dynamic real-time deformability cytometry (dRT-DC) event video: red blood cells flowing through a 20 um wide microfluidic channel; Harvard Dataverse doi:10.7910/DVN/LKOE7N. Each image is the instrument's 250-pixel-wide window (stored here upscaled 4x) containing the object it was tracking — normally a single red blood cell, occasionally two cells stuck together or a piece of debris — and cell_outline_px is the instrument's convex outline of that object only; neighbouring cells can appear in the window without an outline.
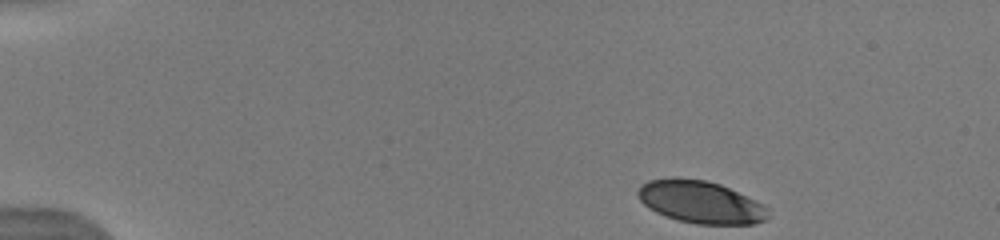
{"species": "human", "species_latin": "Homo sapiens", "temperature_condition": "warm", "stored_images_in_passage": 43, "camera_frame_rate_fps": 3000, "um_per_image_px": 0.085, "donor": {"sex": "male"}, "frame": {"image": 1, "passage_image": 1, "time_ms": 0.0, "image_size_px": [1000, 240], "cell_outline_px": [[768, 220], [752, 224], [696, 224], [676, 220], [656, 212], [648, 208], [640, 200], [636, 192], [640, 184], [648, 180], [676, 176], [704, 180], [720, 184], [756, 200], [764, 204], [768, 208]], "centroid_in_image_um": [59.53, 17.16], "position_along_channel_um": 25.5, "area_um2": 32.6}}
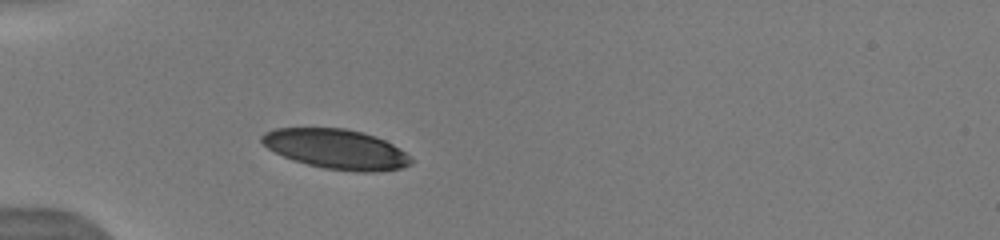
{"frame": {"image": 2, "passage_image": 13, "time_ms": 3.0, "image_size_px": [1000, 240], "cell_outline_px": [[412, 164], [400, 168], [376, 172], [356, 172], [324, 168], [292, 160], [268, 148], [260, 140], [260, 136], [264, 132], [276, 128], [344, 128], [364, 132], [376, 136], [392, 144], [404, 152], [412, 160]], "centroid_in_image_um": [28.57, 12.67], "position_along_channel_um": 56.4, "area_um2": 34.51}}
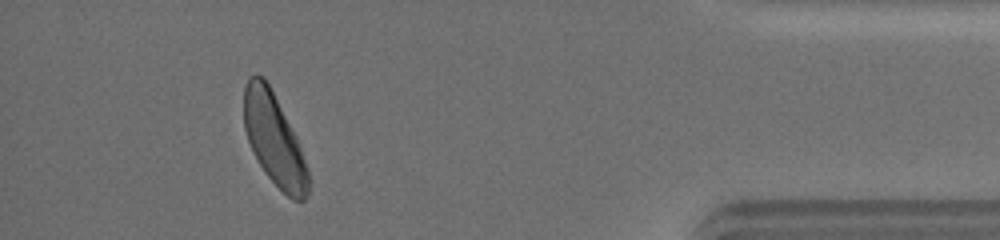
{"frame": {"image": 3, "passage_image": 41, "time_ms": 13.333, "image_size_px": [1000, 240], "cell_outline_px": [[308, 192], [304, 200], [292, 200], [268, 176], [260, 164], [248, 140], [244, 128], [244, 84], [248, 76], [256, 72], [264, 76], [296, 136], [308, 168]], "centroid_in_image_um": [23.28, 11.8], "position_along_channel_um": 411.9, "area_um2": 33.93}, "authors_computed_cell_mechanics": {"area_um2": 35.1424, "velocity_mm_per_s": 3.9844, "shape_relaxation_time_tau1_ms": 2.2468, "shape_relaxation_time_tau2_ms": 2.124, "deformation_change_tau1": 0.1198, "deformation_change_tau2": 0.0742}}